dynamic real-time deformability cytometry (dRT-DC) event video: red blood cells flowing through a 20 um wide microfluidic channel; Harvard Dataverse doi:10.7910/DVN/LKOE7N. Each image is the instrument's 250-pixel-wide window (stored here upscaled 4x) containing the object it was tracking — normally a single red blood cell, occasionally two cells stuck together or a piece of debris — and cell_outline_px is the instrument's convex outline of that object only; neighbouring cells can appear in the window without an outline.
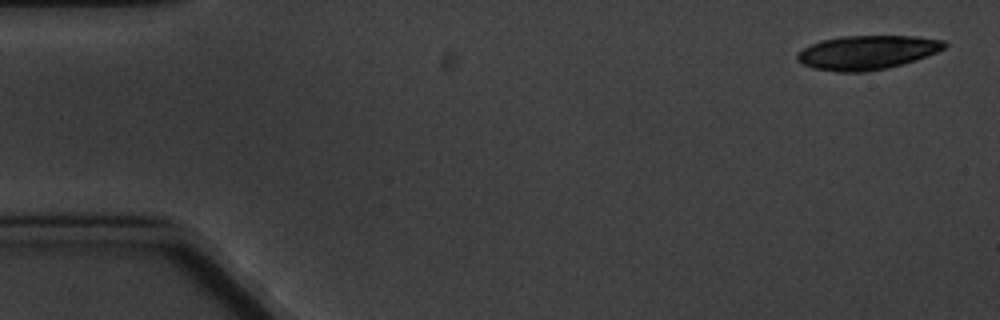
{"species": "common noctule bat (a hibernating species)", "species_latin": "Nyctalus noctula", "temperature_condition": "cold", "stored_images_in_passage": 9, "camera_frame_rate_fps": 3000, "um_per_image_px": 0.085, "animal": {"sex": "male", "body_mass_g": 20.1, "forearm_length_mm": 53.5}, "frame": {"image": 1, "passage_image": 1, "time_ms": 0.0, "image_size_px": [1000, 320], "cell_outline_px": [[948, 44], [944, 48], [936, 52], [916, 60], [904, 64], [888, 68], [864, 72], [836, 72], [812, 68], [796, 60], [796, 56], [804, 48], [812, 44], [824, 40], [840, 36], [916, 36], [944, 40]], "centroid_in_image_um": [73.72, 4.46], "position_along_channel_um": 11.3, "area_um2": 29.19}}
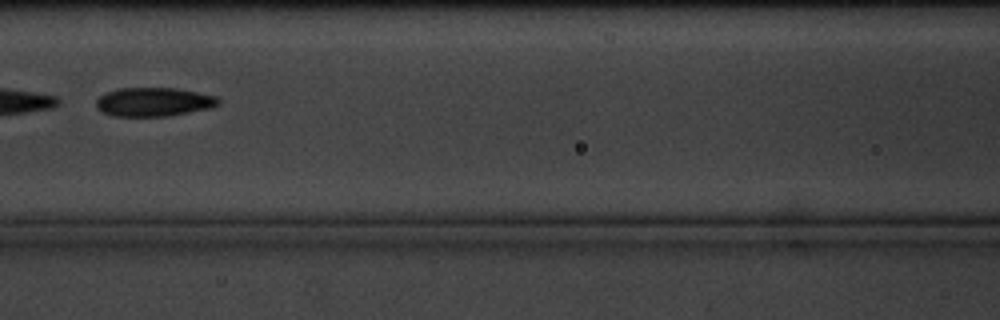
{"frame": {"image": 2, "passage_image": 7, "time_ms": 8.0, "image_size_px": [1000, 320], "cell_outline_px": [[220, 104], [208, 108], [168, 116], [112, 116], [100, 112], [96, 108], [96, 100], [100, 96], [108, 92], [120, 88], [176, 88], [216, 96], [220, 100]], "centroid_in_image_um": [13.03, 8.67], "position_along_channel_um": 153.6, "area_um2": 20.46}}